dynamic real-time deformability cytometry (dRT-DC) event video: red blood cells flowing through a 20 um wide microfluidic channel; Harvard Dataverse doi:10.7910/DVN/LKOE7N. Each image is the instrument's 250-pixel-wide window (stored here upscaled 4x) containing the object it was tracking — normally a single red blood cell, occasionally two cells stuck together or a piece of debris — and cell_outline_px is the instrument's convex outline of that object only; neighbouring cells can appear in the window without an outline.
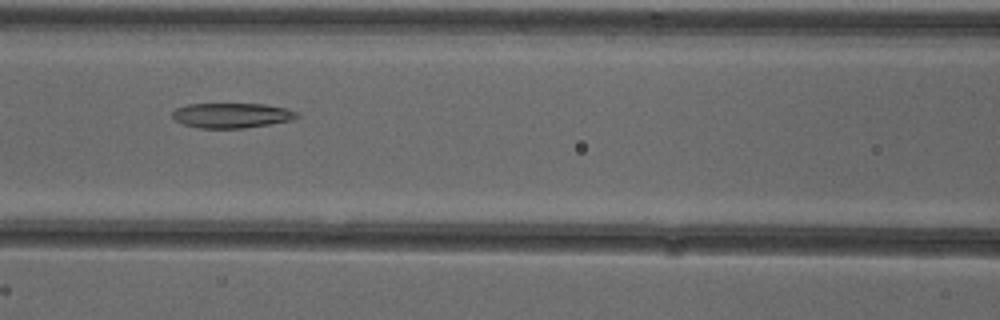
{"species": "common noctule bat (a hibernating species)", "species_latin": "Nyctalus noctula", "temperature_condition": "cold", "stored_images_in_passage": 38, "camera_frame_rate_fps": 3000, "um_per_image_px": 0.085, "animal": {"sex": "female"}, "frame": {"image": 1, "passage_image": 9, "time_ms": 2.667, "image_size_px": [1000, 320], "cell_outline_px": [[300, 116], [292, 120], [244, 128], [200, 128], [184, 124], [176, 120], [172, 116], [172, 112], [176, 108], [188, 104], [264, 104], [288, 108], [300, 112]], "centroid_in_image_um": [19.74, 9.8], "position_along_channel_um": 146.9, "area_um2": 18.15}}
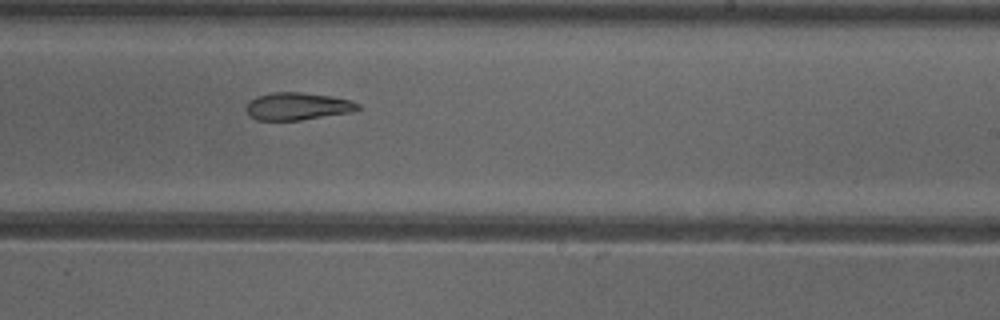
{"frame": {"image": 2, "passage_image": 18, "time_ms": 5.667, "image_size_px": [1000, 320], "cell_outline_px": [[364, 108], [352, 112], [300, 120], [256, 120], [248, 112], [248, 104], [256, 96], [272, 92], [300, 92], [332, 96], [352, 100], [360, 104]], "centroid_in_image_um": [25.39, 9.03], "position_along_channel_um": 263.6, "area_um2": 17.86}}
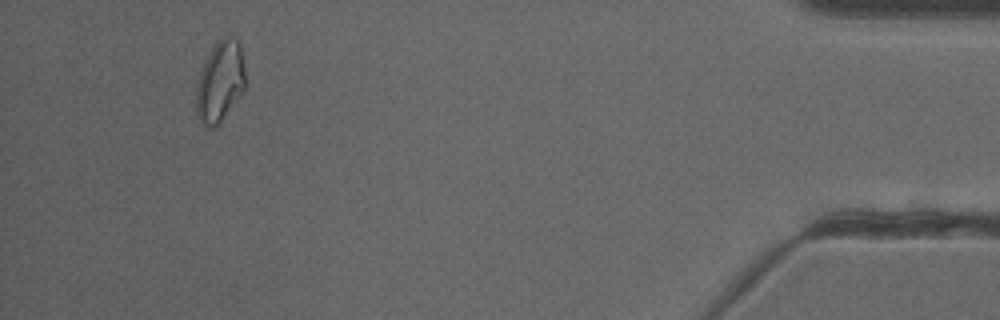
{"frame": {"image": 3, "passage_image": 35, "time_ms": 11.333, "image_size_px": [1000, 320], "cell_outline_px": [[244, 92], [216, 128], [212, 128], [200, 120], [196, 112], [196, 84], [200, 72], [212, 48], [224, 36], [228, 36], [236, 40], [240, 44], [244, 64]], "centroid_in_image_um": [18.71, 6.97], "position_along_channel_um": 416.5, "area_um2": 22.95}, "authors_computed_cell_mechanics": {"area_um2": 19.5653, "velocity_mm_per_s": 3.8917, "shape_relaxation_time_tau1_ms": null, "shape_relaxation_time_tau2_ms": 5.7, "deformation_change_tau1": null, "deformation_change_tau2": 0.1425}}